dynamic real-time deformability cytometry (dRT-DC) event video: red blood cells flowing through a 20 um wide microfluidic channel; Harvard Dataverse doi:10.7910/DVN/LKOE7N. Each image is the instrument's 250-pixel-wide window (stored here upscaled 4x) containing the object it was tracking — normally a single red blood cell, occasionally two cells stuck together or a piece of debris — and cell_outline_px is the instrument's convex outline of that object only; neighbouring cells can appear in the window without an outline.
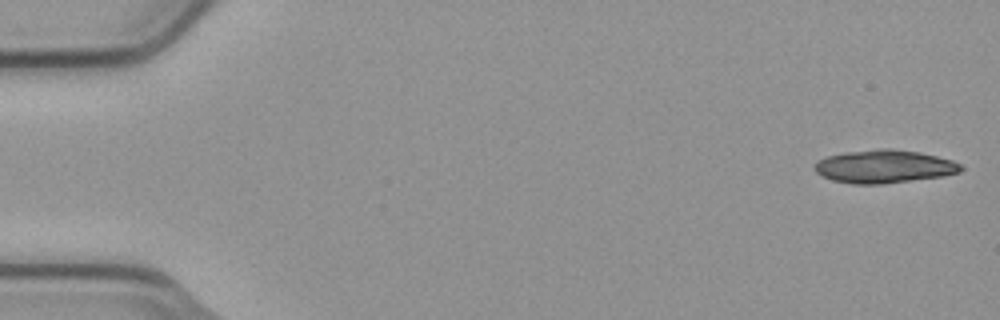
{"species": "common noctule bat (a hibernating species)", "species_latin": "Nyctalus noctula", "temperature_condition": "cold", "stored_images_in_passage": 6, "camera_frame_rate_fps": 3000, "um_per_image_px": 0.085, "animal": {"sex": "male", "body_mass_g": 23.1, "forearm_length_mm": 52.7}, "frame": {"image": 1, "passage_image": 1, "time_ms": 0.0, "image_size_px": [1000, 320], "cell_outline_px": [[964, 168], [960, 172], [944, 176], [880, 184], [852, 184], [832, 180], [816, 172], [816, 160], [828, 156], [844, 152], [880, 148], [892, 148], [920, 152], [952, 160], [960, 164]], "centroid_in_image_um": [75.17, 14.14], "position_along_channel_um": 9.8, "area_um2": 28.21}}
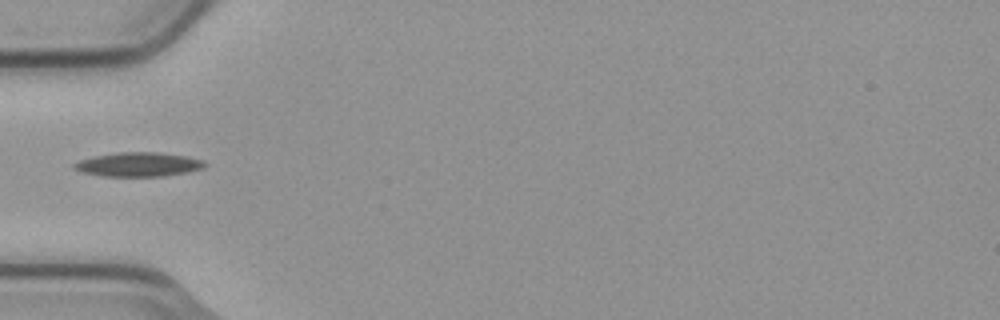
{"frame": {"image": 2, "passage_image": 6, "time_ms": 1.667, "image_size_px": [1000, 320], "cell_outline_px": [[208, 164], [204, 168], [188, 172], [164, 176], [104, 176], [84, 172], [72, 168], [72, 164], [80, 160], [96, 156], [120, 152], [160, 152], [188, 156], [204, 160]], "centroid_in_image_um": [11.84, 13.97], "position_along_channel_um": 73.2, "area_um2": 18.44}}